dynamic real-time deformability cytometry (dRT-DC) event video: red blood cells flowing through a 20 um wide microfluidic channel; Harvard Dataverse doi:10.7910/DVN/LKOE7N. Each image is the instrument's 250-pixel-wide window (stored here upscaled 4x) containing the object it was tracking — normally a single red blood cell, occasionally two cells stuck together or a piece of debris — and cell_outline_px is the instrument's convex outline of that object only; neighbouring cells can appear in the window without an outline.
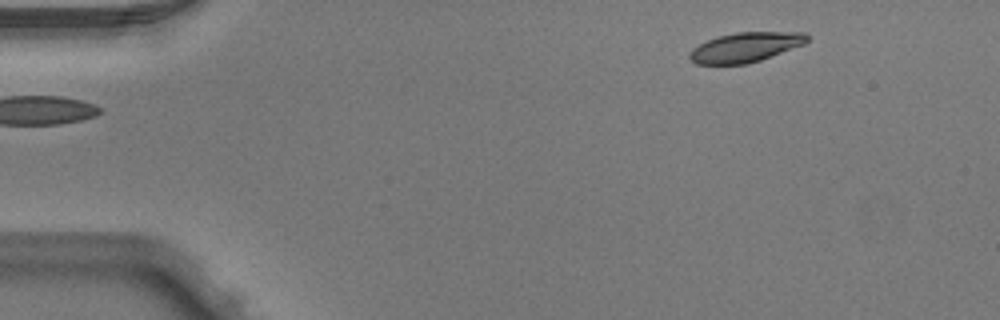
{"species": "Egyptian fruit bat (a non-hibernating species)", "species_latin": "Rousettus aegyptiacus", "temperature_condition": "warm", "stored_images_in_passage": 2, "camera_frame_rate_fps": 3000, "um_per_image_px": 0.085, "animal": {"sex": "male"}, "frame": {"image": 1, "passage_image": 2, "time_ms": 0.333, "image_size_px": [1000, 320], "cell_outline_px": [[808, 40], [804, 44], [760, 60], [744, 64], [696, 64], [688, 56], [692, 48], [708, 40], [720, 36], [736, 32], [804, 32], [808, 36]], "centroid_in_image_um": [63.36, 4.01], "position_along_channel_um": 21.6, "area_um2": 20.06}}